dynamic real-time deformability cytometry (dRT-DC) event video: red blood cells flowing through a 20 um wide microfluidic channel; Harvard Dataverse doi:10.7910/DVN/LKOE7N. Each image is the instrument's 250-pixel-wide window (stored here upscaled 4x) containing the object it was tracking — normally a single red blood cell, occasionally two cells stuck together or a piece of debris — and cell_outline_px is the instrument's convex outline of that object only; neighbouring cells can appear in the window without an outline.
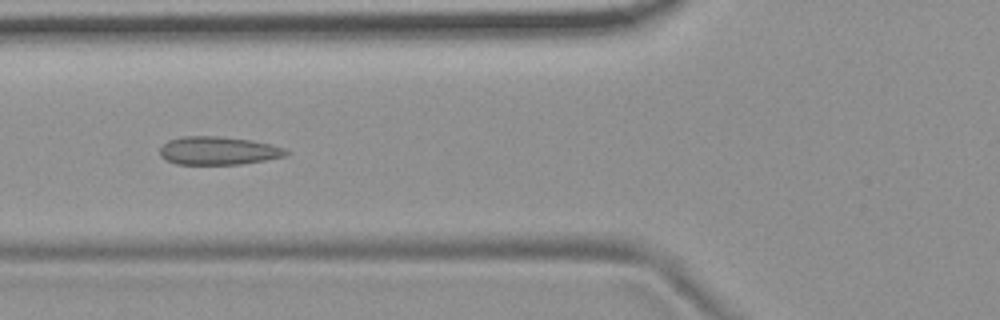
{"species": "common noctule bat (a hibernating species)", "species_latin": "Nyctalus noctula", "temperature_condition": "room temperature", "stored_images_in_passage": 8, "camera_frame_rate_fps": 3000, "um_per_image_px": 0.085, "animal": {"sex": "female", "body_mass_g": 19.9}, "frame": {"image": 1, "passage_image": 6, "time_ms": 6.0, "image_size_px": [1000, 320], "cell_outline_px": [[288, 152], [284, 156], [264, 160], [240, 164], [176, 164], [160, 156], [160, 148], [168, 140], [184, 136], [220, 136], [252, 140], [272, 144], [284, 148]], "centroid_in_image_um": [18.54, 12.8], "position_along_channel_um": 107.3, "area_um2": 20.63}}
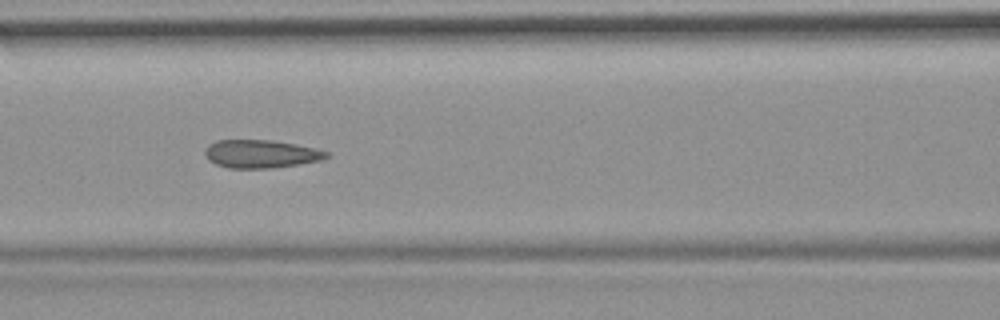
{"frame": {"image": 2, "passage_image": 7, "time_ms": 7.0, "image_size_px": [1000, 320], "cell_outline_px": [[332, 156], [320, 160], [272, 168], [228, 168], [216, 164], [208, 160], [204, 152], [204, 148], [208, 144], [216, 140], [272, 140], [296, 144], [316, 148], [328, 152]], "centroid_in_image_um": [22.16, 13.07], "position_along_channel_um": 144.4, "area_um2": 20.0}}